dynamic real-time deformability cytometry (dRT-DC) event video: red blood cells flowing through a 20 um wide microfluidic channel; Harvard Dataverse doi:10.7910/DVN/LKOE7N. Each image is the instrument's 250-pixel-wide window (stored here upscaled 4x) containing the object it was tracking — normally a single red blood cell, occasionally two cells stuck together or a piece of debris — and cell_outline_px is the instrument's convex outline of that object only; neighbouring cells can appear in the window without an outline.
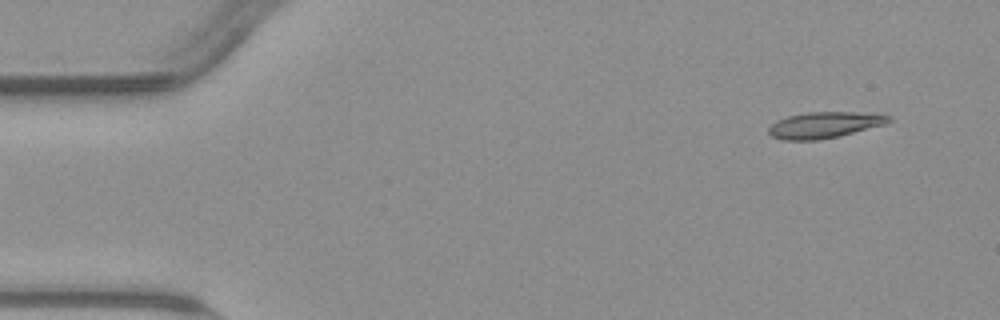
{"species": "common noctule bat (a hibernating species)", "species_latin": "Nyctalus noctula", "temperature_condition": "warm", "stored_images_in_passage": 51, "camera_frame_rate_fps": 3000, "um_per_image_px": 0.085, "animal": {"sex": "male", "body_mass_g": 23.1, "forearm_length_mm": 52.7}, "frame": {"image": 1, "passage_image": 1, "time_ms": 0.0, "image_size_px": [1000, 320], "cell_outline_px": [[892, 120], [884, 124], [840, 136], [816, 140], [784, 140], [772, 136], [768, 132], [768, 128], [776, 120], [788, 116], [808, 112], [880, 112], [892, 116]], "centroid_in_image_um": [70.13, 10.6], "position_along_channel_um": 14.9, "area_um2": 18.5}}
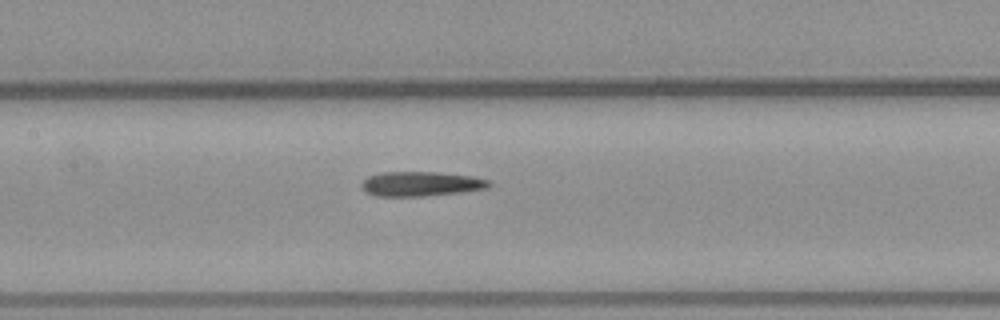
{"frame": {"image": 2, "passage_image": 22, "time_ms": 7.0, "image_size_px": [1000, 320], "cell_outline_px": [[492, 184], [488, 188], [460, 192], [424, 196], [376, 196], [364, 192], [360, 184], [368, 176], [380, 172], [436, 172], [472, 176], [488, 180]], "centroid_in_image_um": [35.74, 15.63], "position_along_channel_um": 171.7, "area_um2": 18.32}}
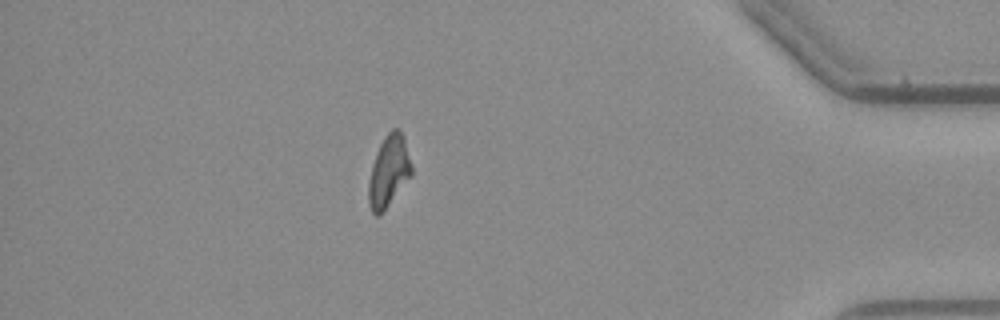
{"frame": {"image": 3, "passage_image": 44, "time_ms": 14.333, "image_size_px": [1000, 320], "cell_outline_px": [[412, 176], [384, 208], [376, 216], [372, 212], [368, 204], [368, 184], [372, 164], [376, 152], [384, 136], [392, 128], [396, 128], [404, 136], [412, 164]], "centroid_in_image_um": [33.05, 14.51], "position_along_channel_um": 402.2, "area_um2": 17.74}, "authors_computed_cell_mechanics": {"area_um2": 18.207, "velocity_mm_per_s": 3.7889, "shape_relaxation_time_tau1_ms": 4.0422, "shape_relaxation_time_tau2_ms": 3.9489, "deformation_change_tau1": 0.1646, "deformation_change_tau2": 0.1491}}